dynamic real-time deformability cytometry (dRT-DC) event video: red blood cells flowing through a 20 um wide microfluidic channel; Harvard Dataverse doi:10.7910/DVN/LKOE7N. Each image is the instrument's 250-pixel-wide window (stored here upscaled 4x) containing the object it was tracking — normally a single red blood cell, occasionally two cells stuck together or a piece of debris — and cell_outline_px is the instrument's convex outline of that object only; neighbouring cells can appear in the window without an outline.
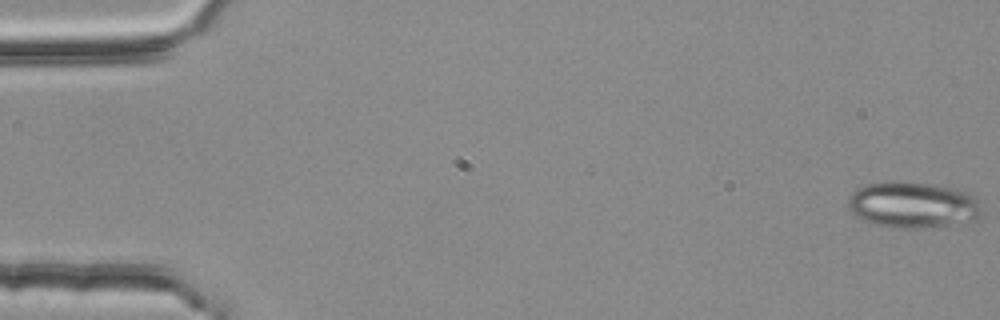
{"species": "common noctule bat (a hibernating species)", "species_latin": "Nyctalus noctula", "temperature_condition": "room temperature", "stored_images_in_passage": 54, "camera_frame_rate_fps": 3000, "um_per_image_px": 0.085, "animal": {"sex": "female", "body_mass_g": 25.1}, "frame": {"image": 1, "passage_image": 1, "time_ms": 0.0, "image_size_px": [1000, 320], "cell_outline_px": [[984, 212], [980, 216], [972, 220], [948, 224], [916, 228], [892, 228], [876, 224], [864, 220], [856, 216], [848, 208], [848, 196], [856, 188], [868, 184], [884, 180], [908, 180], [936, 184], [968, 192], [976, 196]], "centroid_in_image_um": [77.58, 17.37], "position_along_channel_um": 7.4, "area_um2": 36.53}}
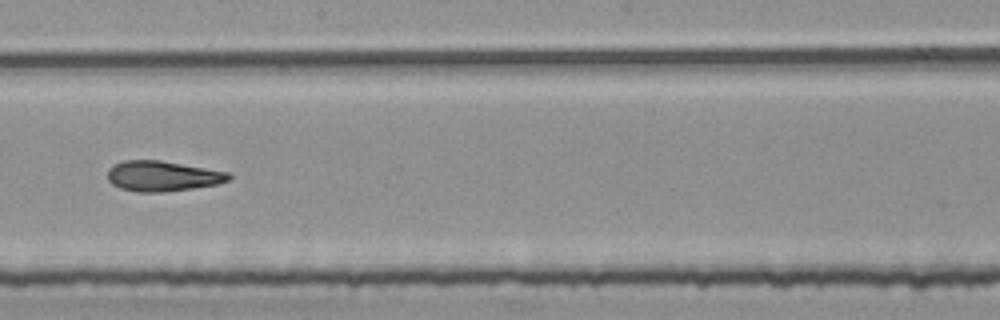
{"frame": {"image": 2, "passage_image": 31, "time_ms": 10.0, "image_size_px": [1000, 320], "cell_outline_px": [[232, 176], [228, 180], [216, 184], [192, 188], [164, 192], [136, 192], [120, 188], [112, 184], [108, 180], [108, 168], [112, 164], [124, 160], [160, 160], [228, 172]], "centroid_in_image_um": [13.76, 14.96], "position_along_channel_um": 234.4, "area_um2": 21.39}}
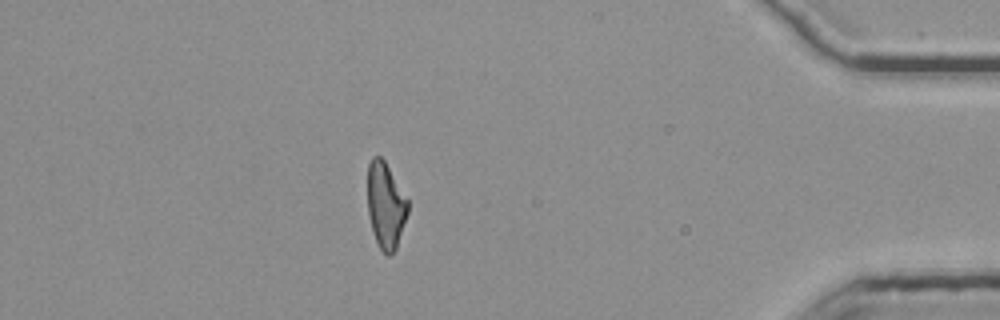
{"frame": {"image": 3, "passage_image": 48, "time_ms": 15.667, "image_size_px": [1000, 320], "cell_outline_px": [[408, 212], [396, 248], [388, 256], [380, 248], [372, 232], [368, 216], [368, 164], [372, 156], [380, 156], [384, 160], [408, 200]], "centroid_in_image_um": [32.76, 17.45], "position_along_channel_um": 402.4, "area_um2": 20.0}, "authors_computed_cell_mechanics": {"area_um2": 21.4727, "velocity_mm_per_s": 3.8018, "shape_relaxation_time_tau1_ms": null, "shape_relaxation_time_tau2_ms": 3.9243, "deformation_change_tau1": null, "deformation_change_tau2": 0.1352}}